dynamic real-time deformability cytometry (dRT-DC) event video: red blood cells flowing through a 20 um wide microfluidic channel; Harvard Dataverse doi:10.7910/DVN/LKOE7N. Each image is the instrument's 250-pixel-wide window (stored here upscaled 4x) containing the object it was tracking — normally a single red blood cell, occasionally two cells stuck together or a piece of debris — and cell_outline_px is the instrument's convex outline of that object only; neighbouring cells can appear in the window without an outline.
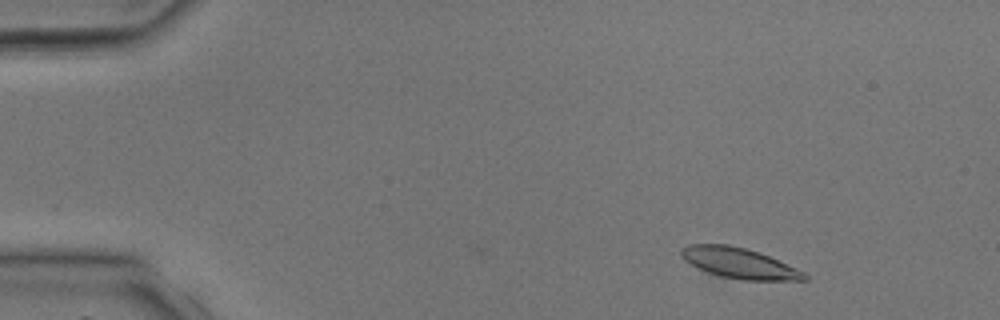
{"species": "common noctule bat (a hibernating species)", "species_latin": "Nyctalus noctula", "temperature_condition": "room temperature", "stored_images_in_passage": 4, "camera_frame_rate_fps": 3000, "um_per_image_px": 0.085, "animal": {"sex": "male", "body_mass_g": 17.9, "forearm_length_mm": 54.2}, "frame": {"image": 1, "passage_image": 4, "time_ms": 1.0, "image_size_px": [1000, 320], "cell_outline_px": [[808, 280], [744, 280], [716, 276], [704, 272], [684, 260], [680, 256], [680, 252], [688, 244], [728, 244], [760, 252], [796, 268], [804, 272], [808, 276]], "centroid_in_image_um": [62.8, 22.37], "position_along_channel_um": 22.2, "area_um2": 22.02}}